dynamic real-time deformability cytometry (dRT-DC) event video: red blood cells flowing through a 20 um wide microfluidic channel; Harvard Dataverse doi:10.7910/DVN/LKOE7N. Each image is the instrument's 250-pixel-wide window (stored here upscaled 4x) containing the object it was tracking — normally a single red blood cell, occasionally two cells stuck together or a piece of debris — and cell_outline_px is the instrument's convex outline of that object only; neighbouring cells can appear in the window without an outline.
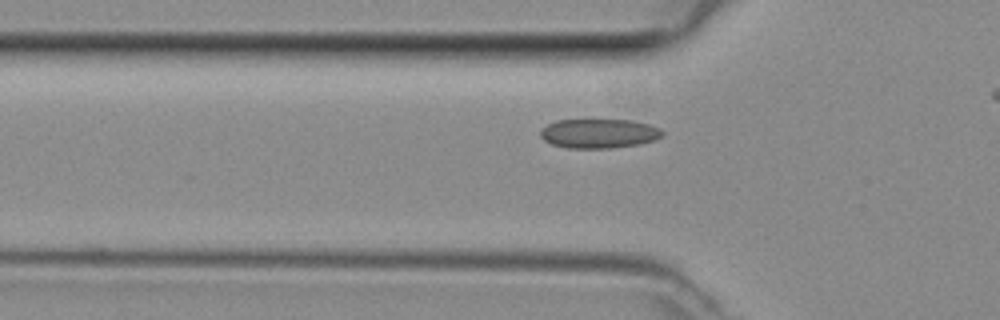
{"species": "common noctule bat (a hibernating species)", "species_latin": "Nyctalus noctula", "temperature_condition": "room temperature", "stored_images_in_passage": 38, "camera_frame_rate_fps": 3000, "um_per_image_px": 0.085, "animal": {"sex": "female", "body_mass_g": 29.2, "forearm_length_mm": 56.3}, "frame": {"image": 1, "passage_image": 13, "time_ms": 4.0, "image_size_px": [1000, 320], "cell_outline_px": [[664, 132], [660, 136], [652, 140], [640, 144], [612, 148], [568, 148], [552, 144], [544, 140], [540, 136], [540, 132], [548, 124], [556, 120], [628, 120], [648, 124], [660, 128]], "centroid_in_image_um": [50.89, 11.35], "position_along_channel_um": 74.9, "area_um2": 20.63}}
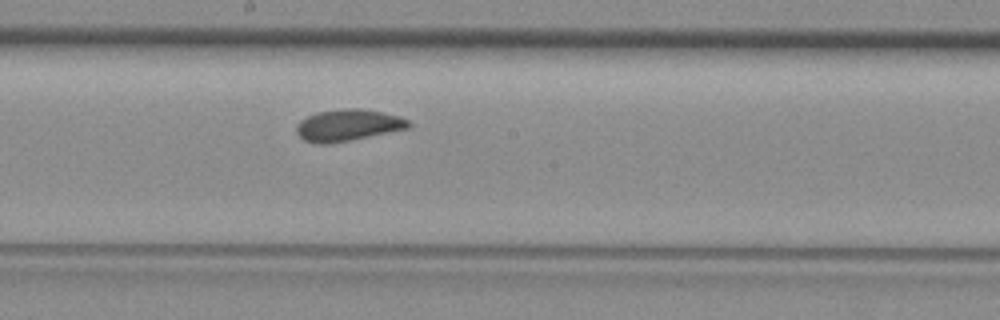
{"frame": {"image": 2, "passage_image": 23, "time_ms": 7.333, "image_size_px": [1000, 320], "cell_outline_px": [[412, 124], [408, 128], [328, 144], [316, 144], [304, 140], [296, 132], [296, 128], [300, 120], [316, 112], [344, 108], [360, 108], [384, 112], [408, 120]], "centroid_in_image_um": [29.54, 10.63], "position_along_channel_um": 218.7, "area_um2": 20.46}}
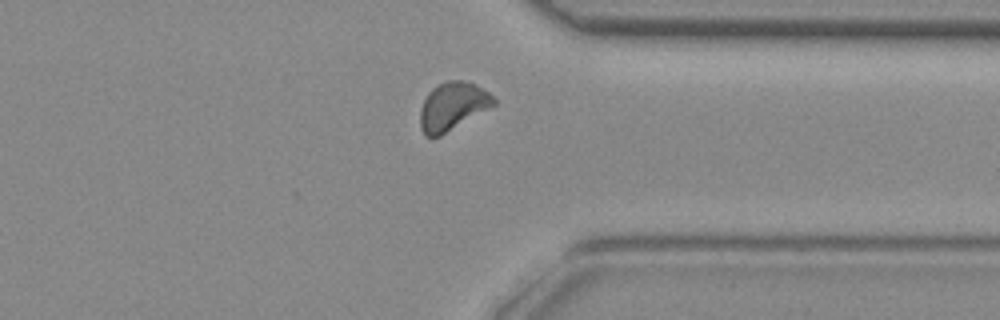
{"frame": {"image": 3, "passage_image": 34, "time_ms": 11.0, "image_size_px": [1000, 320], "cell_outline_px": [[496, 104], [440, 136], [424, 136], [420, 128], [420, 108], [428, 92], [432, 88], [448, 80], [460, 80], [476, 84], [488, 92], [496, 100]], "centroid_in_image_um": [38.45, 9.03], "position_along_channel_um": 373.0, "area_um2": 20.4}}